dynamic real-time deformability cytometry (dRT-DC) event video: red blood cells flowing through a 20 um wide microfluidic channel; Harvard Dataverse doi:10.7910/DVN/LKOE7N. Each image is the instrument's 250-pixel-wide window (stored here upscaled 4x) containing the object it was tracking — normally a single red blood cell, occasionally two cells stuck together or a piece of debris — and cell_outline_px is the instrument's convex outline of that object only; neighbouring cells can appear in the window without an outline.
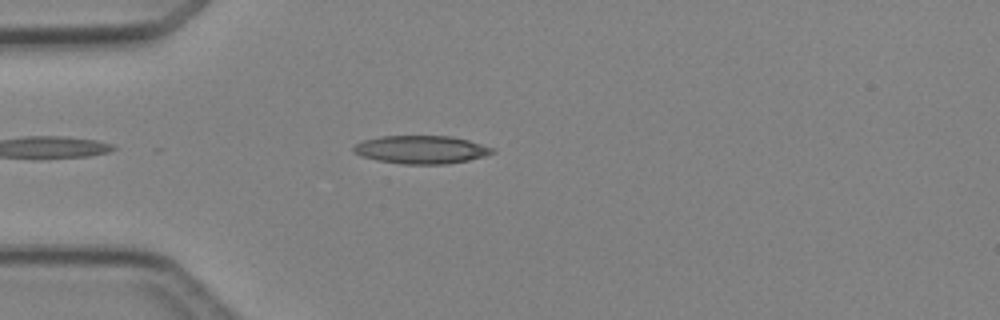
{"species": "Egyptian fruit bat (a non-hibernating species)", "species_latin": "Rousettus aegyptiacus", "temperature_condition": "cold", "stored_images_in_passage": 4, "camera_frame_rate_fps": 3000, "um_per_image_px": 0.085, "animal": {"sex": "female"}, "frame": {"image": 1, "passage_image": 3, "time_ms": 2.333, "image_size_px": [1000, 320], "cell_outline_px": [[496, 152], [484, 156], [468, 160], [448, 164], [404, 164], [376, 160], [352, 152], [352, 148], [356, 144], [364, 140], [380, 136], [452, 136], [468, 140], [492, 148]], "centroid_in_image_um": [35.79, 12.72], "position_along_channel_um": 49.2, "area_um2": 22.6}}